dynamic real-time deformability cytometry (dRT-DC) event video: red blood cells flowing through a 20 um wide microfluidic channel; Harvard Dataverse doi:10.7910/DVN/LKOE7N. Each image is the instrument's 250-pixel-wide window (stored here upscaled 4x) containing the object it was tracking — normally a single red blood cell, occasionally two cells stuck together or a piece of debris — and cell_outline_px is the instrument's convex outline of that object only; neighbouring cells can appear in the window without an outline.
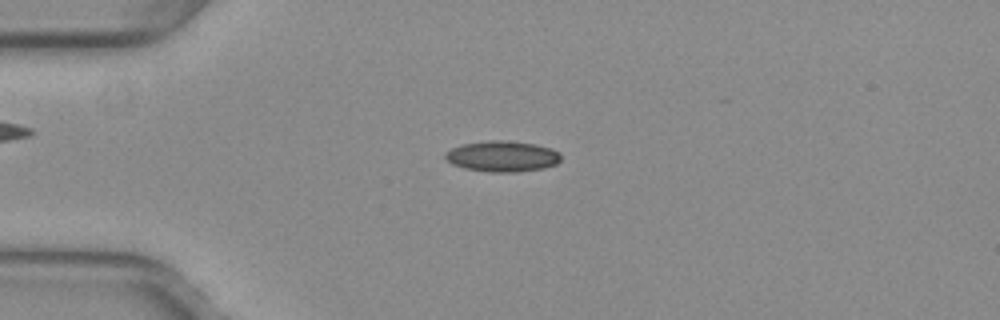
{"species": "common noctule bat (a hibernating species)", "species_latin": "Nyctalus noctula", "temperature_condition": "warm", "stored_images_in_passage": 44, "camera_frame_rate_fps": 3000, "um_per_image_px": 0.085, "animal": {"sex": "female", "body_mass_g": 29.2, "forearm_length_mm": 56.3}, "frame": {"image": 1, "passage_image": 6, "time_ms": 1.667, "image_size_px": [1000, 320], "cell_outline_px": [[560, 160], [556, 164], [544, 168], [516, 172], [488, 172], [464, 168], [452, 164], [444, 156], [444, 152], [460, 144], [488, 140], [500, 140], [536, 144], [552, 148], [560, 152]], "centroid_in_image_um": [42.69, 13.28], "position_along_channel_um": 42.3, "area_um2": 20.92}}
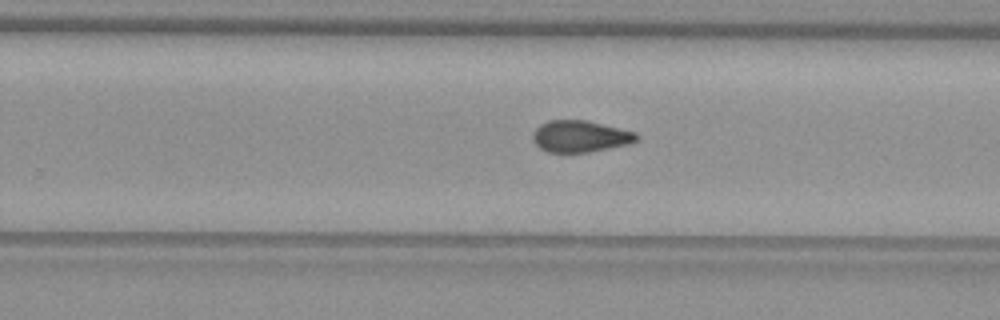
{"frame": {"image": 2, "passage_image": 26, "time_ms": 8.333, "image_size_px": [1000, 320], "cell_outline_px": [[636, 140], [628, 144], [588, 152], [548, 152], [540, 148], [532, 140], [532, 132], [540, 124], [548, 120], [588, 120], [636, 132]], "centroid_in_image_um": [49.27, 11.57], "position_along_channel_um": 280.5, "area_um2": 19.07}}
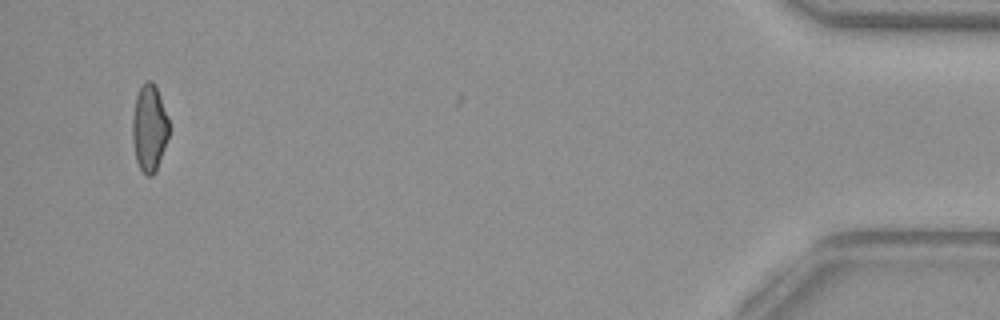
{"frame": {"image": 3, "passage_image": 43, "time_ms": 14.0, "image_size_px": [1000, 320], "cell_outline_px": [[168, 136], [156, 172], [152, 176], [148, 176], [140, 168], [136, 160], [132, 140], [132, 116], [136, 96], [140, 88], [148, 80], [152, 80], [156, 88], [168, 120]], "centroid_in_image_um": [12.66, 10.92], "position_along_channel_um": 422.5, "area_um2": 18.15}, "authors_computed_cell_mechanics": {"area_um2": 19.4208, "velocity_mm_per_s": 3.9873, "shape_relaxation_time_tau1_ms": null, "shape_relaxation_time_tau2_ms": 2.2248, "deformation_change_tau1": null, "deformation_change_tau2": 0.0831}}